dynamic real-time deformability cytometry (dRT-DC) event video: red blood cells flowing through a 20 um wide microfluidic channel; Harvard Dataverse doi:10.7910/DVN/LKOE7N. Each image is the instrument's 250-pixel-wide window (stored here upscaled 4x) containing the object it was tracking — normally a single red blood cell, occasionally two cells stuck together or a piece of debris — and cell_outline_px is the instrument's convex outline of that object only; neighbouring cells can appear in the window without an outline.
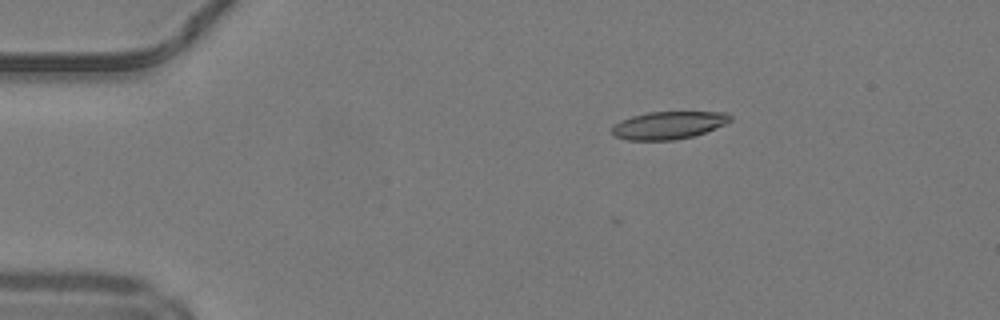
{"species": "common noctule bat (a hibernating species)", "species_latin": "Nyctalus noctula", "temperature_condition": "warm", "stored_images_in_passage": 5, "camera_frame_rate_fps": 3000, "um_per_image_px": 0.085, "animal": {"sex": "male", "body_mass_g": 19.2, "forearm_length_mm": 51.8}, "frame": {"image": 1, "passage_image": 2, "time_ms": 0.333, "image_size_px": [1000, 320], "cell_outline_px": [[732, 120], [724, 124], [704, 132], [692, 136], [672, 140], [628, 140], [616, 136], [612, 132], [612, 128], [620, 120], [632, 116], [648, 112], [728, 112], [732, 116]], "centroid_in_image_um": [56.83, 10.63], "position_along_channel_um": 28.2, "area_um2": 18.84}}